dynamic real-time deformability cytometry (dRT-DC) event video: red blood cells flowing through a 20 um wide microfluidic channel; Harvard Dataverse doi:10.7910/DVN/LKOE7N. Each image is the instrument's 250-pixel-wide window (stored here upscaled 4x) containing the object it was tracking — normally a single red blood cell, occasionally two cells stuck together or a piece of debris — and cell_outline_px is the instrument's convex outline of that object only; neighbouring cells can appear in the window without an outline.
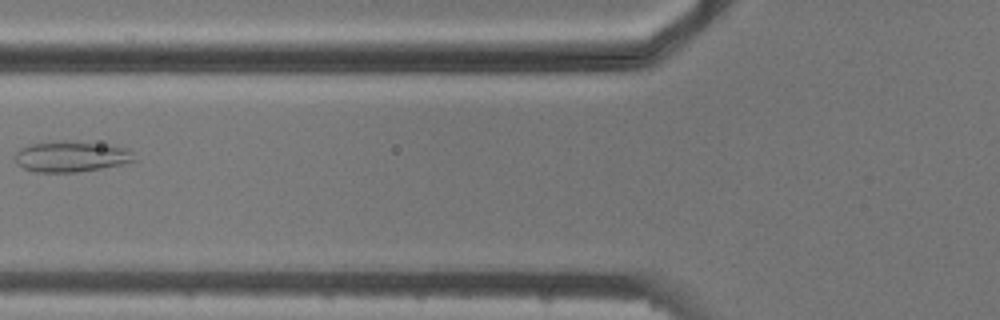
{"species": "common noctule bat (a hibernating species)", "species_latin": "Nyctalus noctula", "temperature_condition": "cold", "stored_images_in_passage": 7, "camera_frame_rate_fps": 3000, "um_per_image_px": 0.085, "animal": {"sex": "male", "body_mass_g": 20.5, "forearm_length_mm": 52.5}, "frame": {"image": 1, "passage_image": 6, "time_ms": 6.0, "image_size_px": [1000, 320], "cell_outline_px": [[136, 160], [124, 164], [76, 172], [36, 172], [24, 168], [16, 164], [12, 156], [20, 148], [28, 144], [56, 140], [64, 140], [100, 144], [124, 148], [132, 152]], "centroid_in_image_um": [5.96, 13.3], "position_along_channel_um": 119.8, "area_um2": 21.5}}
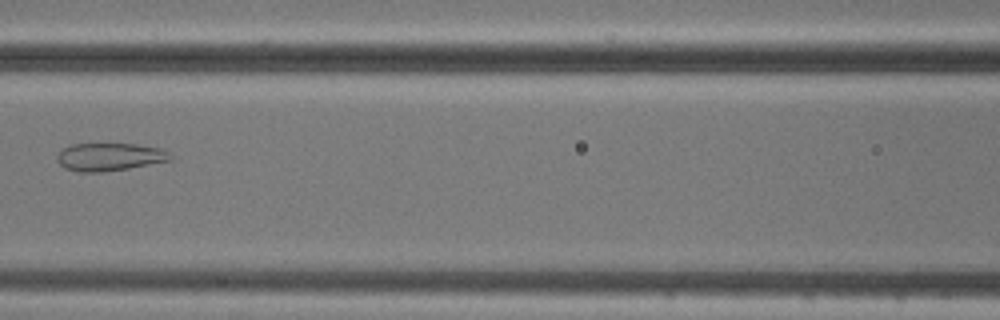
{"frame": {"image": 2, "passage_image": 7, "time_ms": 7.0, "image_size_px": [1000, 320], "cell_outline_px": [[172, 160], [128, 168], [104, 172], [76, 172], [64, 168], [56, 160], [56, 156], [64, 148], [72, 144], [136, 144], [160, 148], [168, 152], [172, 156]], "centroid_in_image_um": [9.29, 13.34], "position_along_channel_um": 157.3, "area_um2": 18.38}}